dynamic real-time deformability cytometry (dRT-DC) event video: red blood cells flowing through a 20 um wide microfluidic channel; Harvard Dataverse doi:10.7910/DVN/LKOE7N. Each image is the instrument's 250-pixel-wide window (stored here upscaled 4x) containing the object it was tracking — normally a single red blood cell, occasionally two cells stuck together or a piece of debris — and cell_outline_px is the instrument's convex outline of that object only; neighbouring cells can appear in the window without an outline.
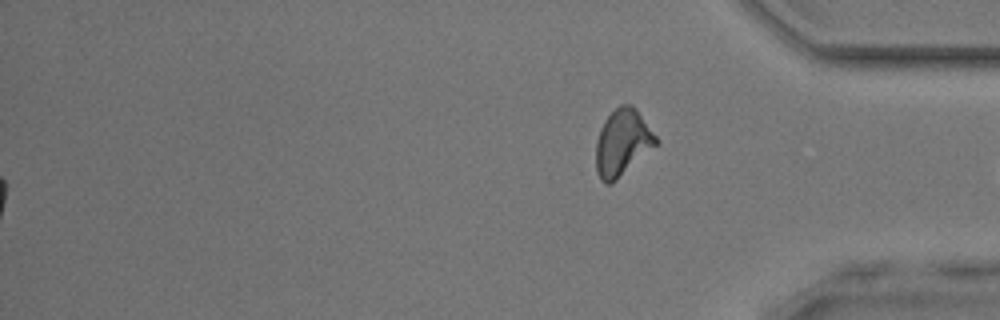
{"species": "common noctule bat (a hibernating species)", "species_latin": "Nyctalus noctula", "temperature_condition": "room temperature", "stored_images_in_passage": 47, "segment_of_instrument_passage": [2, 2], "camera_frame_rate_fps": 3000, "um_per_image_px": 0.085, "animal": {"sex": "male", "body_mass_g": 17.9, "forearm_length_mm": 54.2}, "frame": {"image": 1, "passage_image": 47, "time_ms": 15.333, "image_size_px": [1000, 320], "cell_outline_px": [[660, 140], [656, 144], [612, 184], [604, 184], [600, 180], [596, 172], [596, 140], [600, 128], [604, 120], [620, 104], [632, 104], [636, 108]], "centroid_in_image_um": [52.89, 12.12], "position_along_channel_um": 382.3, "area_um2": 23.24}}